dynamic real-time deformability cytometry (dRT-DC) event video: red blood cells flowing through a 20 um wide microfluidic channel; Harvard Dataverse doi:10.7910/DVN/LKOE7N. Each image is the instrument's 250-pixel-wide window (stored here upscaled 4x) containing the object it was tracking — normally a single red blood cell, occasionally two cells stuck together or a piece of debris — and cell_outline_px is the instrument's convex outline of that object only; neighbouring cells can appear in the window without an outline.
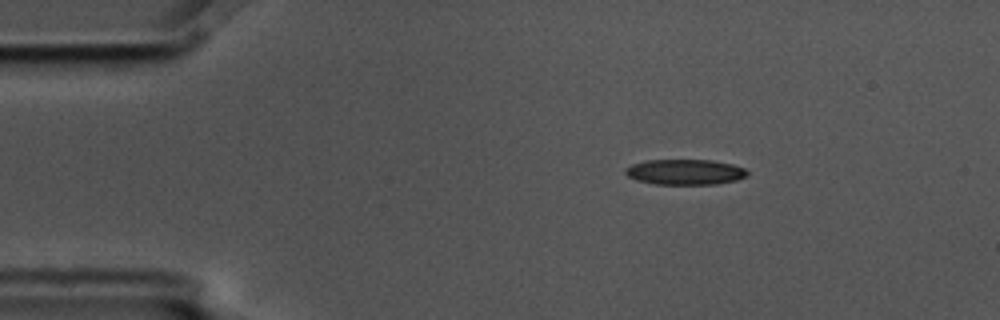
{"species": "common noctule bat (a hibernating species)", "species_latin": "Nyctalus noctula", "temperature_condition": "cold", "stored_images_in_passage": 3, "camera_frame_rate_fps": 3000, "um_per_image_px": 0.085, "animal": {"sex": "male", "body_mass_g": 17.5, "forearm_length_mm": 52.3}, "frame": {"image": 1, "passage_image": 2, "time_ms": 0.333, "image_size_px": [1000, 320], "cell_outline_px": [[748, 176], [736, 180], [716, 184], [656, 184], [636, 180], [628, 176], [624, 172], [624, 168], [632, 164], [648, 160], [712, 160], [732, 164], [744, 168], [748, 172]], "centroid_in_image_um": [58.23, 14.62], "position_along_channel_um": 26.8, "area_um2": 18.09}}